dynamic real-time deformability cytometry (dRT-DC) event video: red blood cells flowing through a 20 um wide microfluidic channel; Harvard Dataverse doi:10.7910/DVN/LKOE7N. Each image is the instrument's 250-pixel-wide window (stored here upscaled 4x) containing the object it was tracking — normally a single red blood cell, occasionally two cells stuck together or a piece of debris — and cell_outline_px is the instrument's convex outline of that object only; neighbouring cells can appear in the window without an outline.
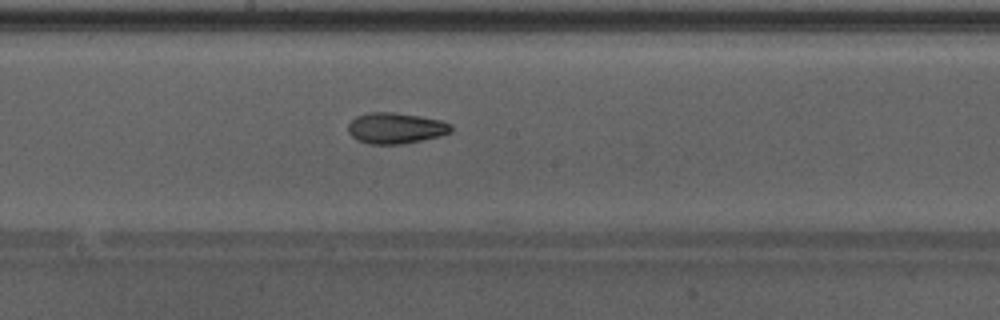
{"species": "Egyptian fruit bat (a non-hibernating species)", "species_latin": "Rousettus aegyptiacus", "temperature_condition": "warm", "stored_images_in_passage": 40, "camera_frame_rate_fps": 3000, "um_per_image_px": 0.085, "animal": {"sex": "male"}, "frame": {"image": 1, "passage_image": 18, "time_ms": 5.667, "image_size_px": [1000, 320], "cell_outline_px": [[452, 132], [440, 136], [400, 144], [368, 144], [356, 140], [348, 132], [348, 124], [356, 116], [368, 112], [392, 112], [420, 116], [440, 120], [452, 124]], "centroid_in_image_um": [33.62, 10.89], "position_along_channel_um": 214.6, "area_um2": 18.61}, "authors_computed_cell_mechanics": {"area_um2": 18.9584, "velocity_mm_per_s": 4.3064, "shape_relaxation_time_tau1_ms": 3.2732, "shape_relaxation_time_tau2_ms": 2.5974, "deformation_change_tau1": 0.1401, "deformation_change_tau2": 0.0905}}